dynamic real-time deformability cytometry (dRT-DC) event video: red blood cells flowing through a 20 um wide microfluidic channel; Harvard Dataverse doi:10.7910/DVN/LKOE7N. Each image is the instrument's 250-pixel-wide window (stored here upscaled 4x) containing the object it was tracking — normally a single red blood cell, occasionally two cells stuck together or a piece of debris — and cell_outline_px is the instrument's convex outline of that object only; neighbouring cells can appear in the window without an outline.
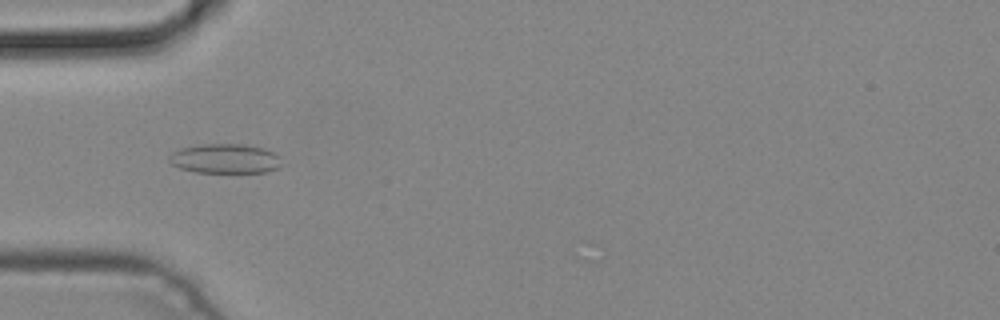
{"species": "common noctule bat (a hibernating species)", "species_latin": "Nyctalus noctula", "temperature_condition": "cold", "stored_images_in_passage": 3, "camera_frame_rate_fps": 3000, "um_per_image_px": 0.085, "animal": {"sex": "male", "body_mass_g": 19.2, "forearm_length_mm": 51.8}, "frame": {"image": 1, "passage_image": 2, "time_ms": 0.333, "image_size_px": [1000, 320], "cell_outline_px": [[284, 164], [268, 172], [196, 172], [180, 168], [172, 164], [168, 160], [168, 156], [172, 152], [180, 148], [200, 144], [244, 144], [264, 148], [280, 156]], "centroid_in_image_um": [19.14, 13.48], "position_along_channel_um": 65.9, "area_um2": 19.54}}